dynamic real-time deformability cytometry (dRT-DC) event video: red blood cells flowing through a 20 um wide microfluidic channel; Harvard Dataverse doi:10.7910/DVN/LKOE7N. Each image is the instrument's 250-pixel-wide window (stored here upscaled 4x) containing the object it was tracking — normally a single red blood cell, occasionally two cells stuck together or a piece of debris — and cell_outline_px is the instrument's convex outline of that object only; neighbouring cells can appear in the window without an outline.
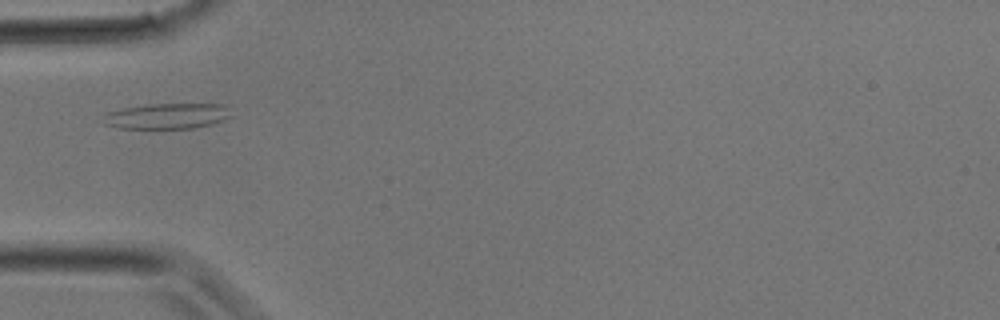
{"species": "common noctule bat (a hibernating species)", "species_latin": "Nyctalus noctula", "temperature_condition": "room temperature", "stored_images_in_passage": 25, "camera_frame_rate_fps": 3000, "um_per_image_px": 0.085, "animal": {"sex": "male", "body_mass_g": 17.9}, "frame": {"image": 1, "passage_image": 3, "time_ms": 0.667, "image_size_px": [1000, 320], "cell_outline_px": [[232, 116], [224, 120], [212, 124], [196, 128], [120, 128], [104, 124], [100, 116], [108, 112], [120, 108], [148, 104], [228, 104]], "centroid_in_image_um": [14.21, 9.86], "position_along_channel_um": 70.8, "area_um2": 19.42}}
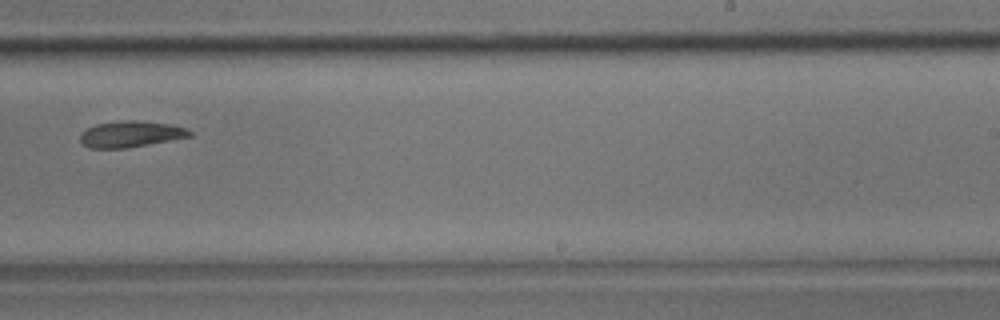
{"frame": {"image": 2, "passage_image": 13, "time_ms": 4.0, "image_size_px": [1000, 320], "cell_outline_px": [[192, 136], [128, 148], [88, 148], [80, 140], [80, 132], [96, 124], [120, 120], [140, 120], [168, 124], [184, 128], [192, 132]], "centroid_in_image_um": [11.08, 11.39], "position_along_channel_um": 277.9, "area_um2": 16.7}}
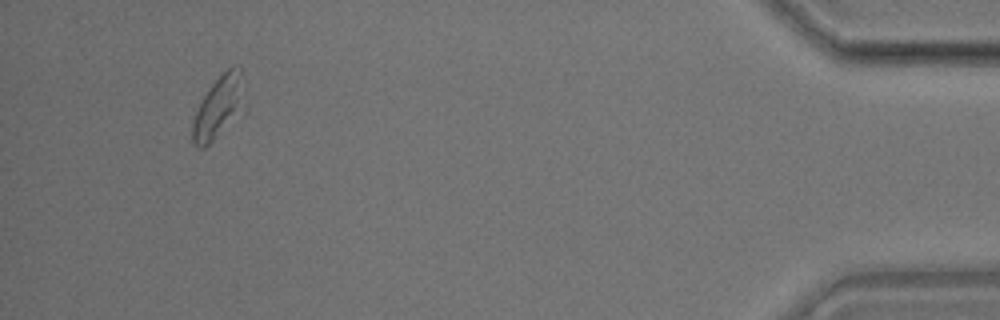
{"frame": {"image": 3, "passage_image": 23, "time_ms": 7.333, "image_size_px": [1000, 320], "cell_outline_px": [[248, 108], [204, 148], [200, 148], [192, 144], [192, 124], [196, 112], [204, 96], [212, 84], [228, 68], [240, 68]], "centroid_in_image_um": [18.64, 9.14], "position_along_channel_um": 416.6, "area_um2": 19.02}}